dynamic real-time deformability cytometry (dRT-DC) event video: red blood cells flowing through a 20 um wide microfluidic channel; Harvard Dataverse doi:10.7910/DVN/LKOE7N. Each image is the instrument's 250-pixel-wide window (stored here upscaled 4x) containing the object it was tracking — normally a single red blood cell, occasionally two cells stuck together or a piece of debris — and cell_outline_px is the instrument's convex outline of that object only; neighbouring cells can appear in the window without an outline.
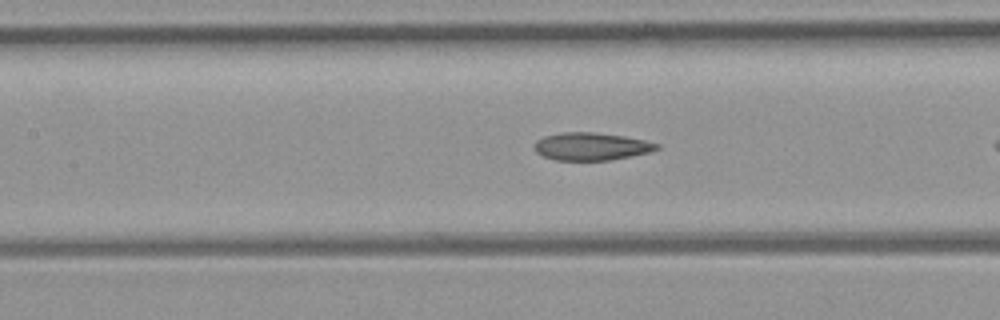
{"species": "common noctule bat (a hibernating species)", "species_latin": "Nyctalus noctula", "temperature_condition": "room temperature", "stored_images_in_passage": 8, "segment_of_instrument_passage": [2, 2], "camera_frame_rate_fps": 3000, "um_per_image_px": 0.085, "animal": {"sex": "female", "body_mass_g": 21.9}, "frame": {"image": 1, "passage_image": 8, "time_ms": 9.0, "image_size_px": [1000, 320], "cell_outline_px": [[660, 148], [648, 152], [608, 160], [556, 160], [544, 156], [536, 152], [532, 144], [536, 140], [544, 136], [560, 132], [596, 132], [624, 136], [644, 140], [660, 144]], "centroid_in_image_um": [50.21, 12.43], "position_along_channel_um": 157.2, "area_um2": 19.71}}